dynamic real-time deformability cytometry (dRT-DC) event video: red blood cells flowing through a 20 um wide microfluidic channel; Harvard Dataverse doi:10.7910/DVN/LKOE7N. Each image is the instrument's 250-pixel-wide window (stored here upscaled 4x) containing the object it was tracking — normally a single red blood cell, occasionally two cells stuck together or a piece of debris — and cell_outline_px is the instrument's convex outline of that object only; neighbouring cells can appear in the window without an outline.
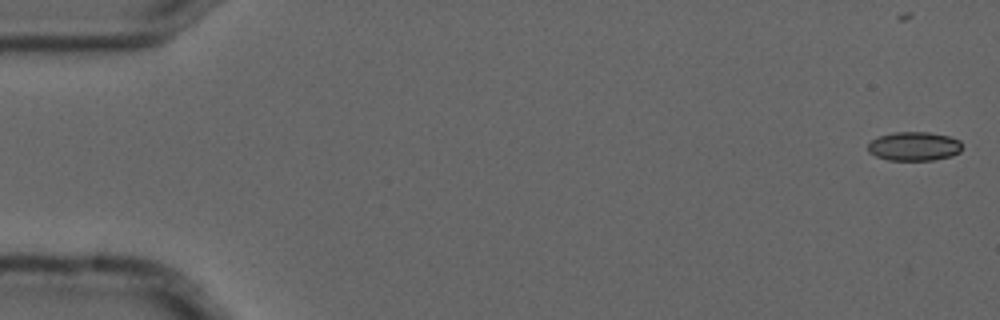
{"species": "common noctule bat (a hibernating species)", "species_latin": "Nyctalus noctula", "temperature_condition": "cold", "stored_images_in_passage": 3, "segment_of_instrument_passage": [2, 2], "camera_frame_rate_fps": 3000, "um_per_image_px": 0.085, "animal": {"sex": "male", "forearm_length_mm": 52.5}, "frame": {"image": 1, "passage_image": 3, "time_ms": 0.667, "image_size_px": [1000, 320], "cell_outline_px": [[960, 152], [952, 156], [932, 160], [888, 160], [876, 156], [868, 152], [868, 144], [876, 136], [892, 132], [928, 132], [948, 136], [960, 140]], "centroid_in_image_um": [77.66, 12.43], "position_along_channel_um": 7.3, "area_um2": 15.95}}